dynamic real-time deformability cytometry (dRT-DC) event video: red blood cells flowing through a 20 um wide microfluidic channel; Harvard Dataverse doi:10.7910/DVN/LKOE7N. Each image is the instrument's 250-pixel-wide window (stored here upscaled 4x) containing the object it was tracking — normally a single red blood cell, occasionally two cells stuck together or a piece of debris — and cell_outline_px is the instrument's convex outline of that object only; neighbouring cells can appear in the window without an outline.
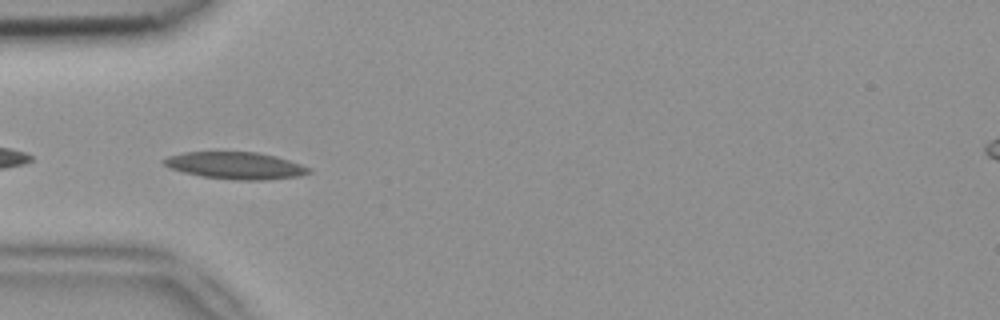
{"species": "common noctule bat (a hibernating species)", "species_latin": "Nyctalus noctula", "temperature_condition": "room temperature", "stored_images_in_passage": 37, "camera_frame_rate_fps": 3000, "um_per_image_px": 0.085, "animal": {"sex": "female", "body_mass_g": 18.4}, "frame": {"image": 1, "passage_image": 2, "time_ms": 0.333, "image_size_px": [1000, 320], "cell_outline_px": [[312, 172], [300, 176], [264, 180], [232, 180], [200, 176], [168, 168], [160, 160], [168, 156], [184, 152], [256, 152], [276, 156], [312, 168]], "centroid_in_image_um": [20.01, 14.08], "position_along_channel_um": 65.0, "area_um2": 23.0}}
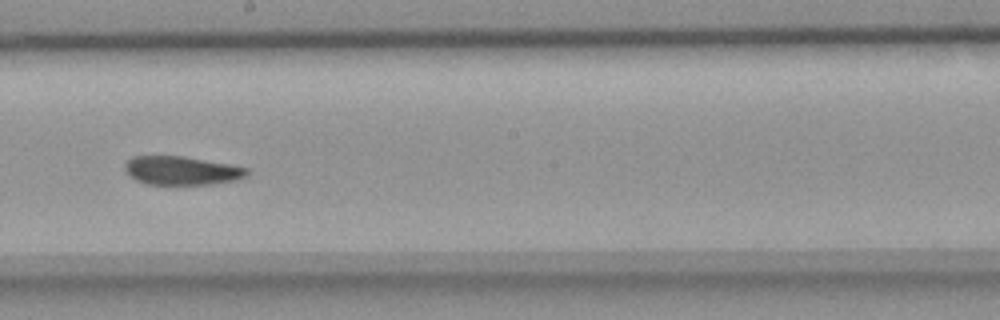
{"frame": {"image": 2, "passage_image": 15, "time_ms": 4.667, "image_size_px": [1000, 320], "cell_outline_px": [[248, 176], [240, 180], [212, 184], [148, 184], [136, 180], [124, 168], [124, 164], [132, 156], [184, 156], [228, 164], [248, 168]], "centroid_in_image_um": [15.48, 14.5], "position_along_channel_um": 232.7, "area_um2": 20.35}}
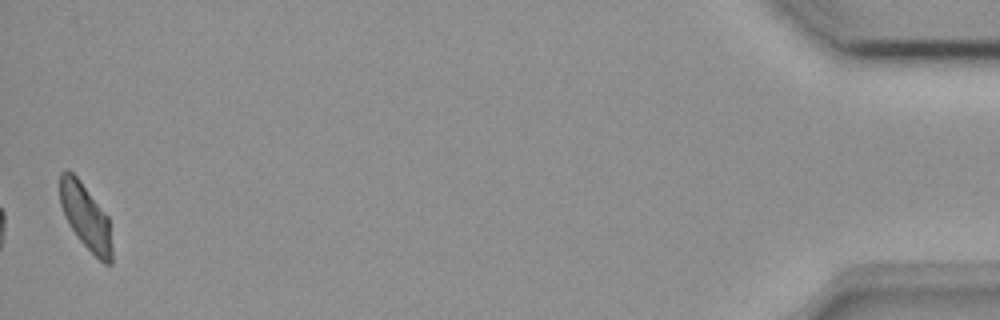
{"frame": {"image": 3, "passage_image": 37, "time_ms": 12.0, "image_size_px": [1000, 320], "cell_outline_px": [[112, 264], [104, 264], [80, 240], [72, 228], [60, 204], [60, 172], [68, 168], [80, 180], [108, 216], [112, 248]], "centroid_in_image_um": [7.3, 18.4], "position_along_channel_um": 427.9, "area_um2": 19.54}, "authors_computed_cell_mechanics": {"area_um2": 21.4438, "velocity_mm_per_s": 3.9065, "shape_relaxation_time_tau1_ms": 10.0541, "shape_relaxation_time_tau2_ms": 2.8969, "deformation_change_tau1": 0.1929, "deformation_change_tau2": 0.0814}}